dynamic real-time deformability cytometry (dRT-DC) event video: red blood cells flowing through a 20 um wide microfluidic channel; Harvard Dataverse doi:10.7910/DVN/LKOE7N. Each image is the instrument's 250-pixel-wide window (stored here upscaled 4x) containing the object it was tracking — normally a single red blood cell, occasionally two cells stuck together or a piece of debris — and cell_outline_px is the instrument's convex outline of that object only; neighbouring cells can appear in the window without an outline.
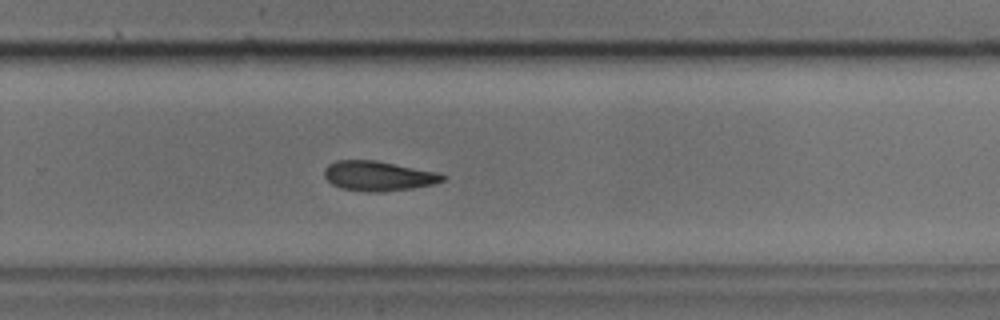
{"species": "common noctule bat (a hibernating species)", "species_latin": "Nyctalus noctula", "temperature_condition": "cold", "stored_images_in_passage": 35, "camera_frame_rate_fps": 3000, "um_per_image_px": 0.085, "animal": {"sex": "male", "body_mass_g": 17.9, "forearm_length_mm": 54.2}, "frame": {"image": 1, "passage_image": 20, "time_ms": 6.333, "image_size_px": [1000, 320], "cell_outline_px": [[448, 176], [444, 180], [432, 184], [412, 188], [384, 192], [368, 192], [340, 188], [332, 184], [324, 176], [324, 168], [328, 164], [336, 160], [376, 160], [436, 172]], "centroid_in_image_um": [32.13, 14.95], "position_along_channel_um": 297.7, "area_um2": 20.58}}
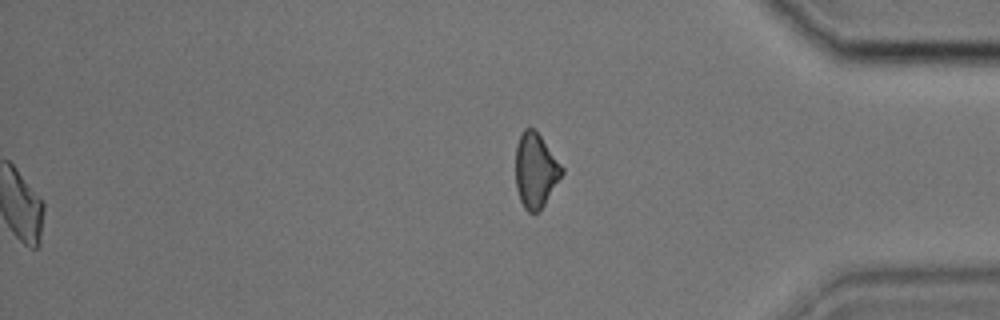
{"frame": {"image": 2, "passage_image": 35, "time_ms": 11.333, "image_size_px": [1000, 320], "cell_outline_px": [[564, 172], [544, 204], [536, 212], [528, 212], [524, 208], [520, 200], [516, 188], [516, 144], [524, 128], [532, 128], [540, 136], [564, 168]], "centroid_in_image_um": [45.51, 14.49], "position_along_channel_um": 389.7, "area_um2": 19.77}}